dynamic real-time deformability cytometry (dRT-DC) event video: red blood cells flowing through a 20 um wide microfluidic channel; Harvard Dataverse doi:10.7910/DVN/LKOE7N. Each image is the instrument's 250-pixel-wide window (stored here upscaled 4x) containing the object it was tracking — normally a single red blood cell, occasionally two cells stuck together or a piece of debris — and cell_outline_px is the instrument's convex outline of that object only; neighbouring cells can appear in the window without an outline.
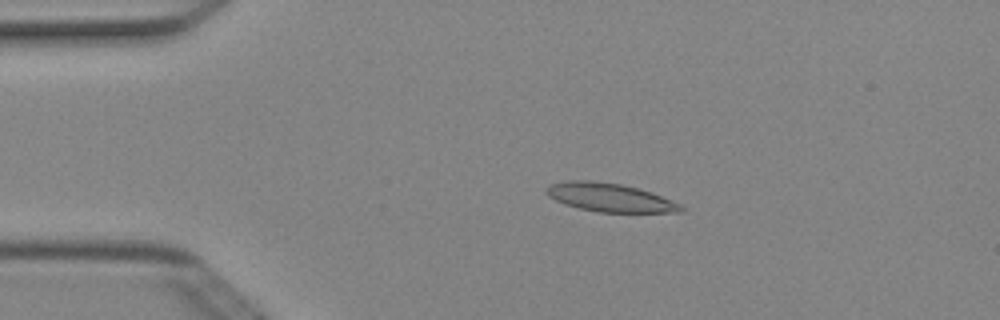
{"species": "Egyptian fruit bat (a non-hibernating species)", "species_latin": "Rousettus aegyptiacus", "temperature_condition": "cold", "stored_images_in_passage": 3, "camera_frame_rate_fps": 3000, "um_per_image_px": 0.085, "animal": {"sex": "female"}, "frame": {"image": 1, "passage_image": 2, "time_ms": 0.333, "image_size_px": [1000, 320], "cell_outline_px": [[684, 212], [600, 212], [580, 208], [564, 204], [548, 196], [544, 192], [552, 184], [568, 180], [592, 180], [620, 184], [652, 192], [680, 204], [684, 208]], "centroid_in_image_um": [51.84, 16.78], "position_along_channel_um": 33.2, "area_um2": 22.14}}